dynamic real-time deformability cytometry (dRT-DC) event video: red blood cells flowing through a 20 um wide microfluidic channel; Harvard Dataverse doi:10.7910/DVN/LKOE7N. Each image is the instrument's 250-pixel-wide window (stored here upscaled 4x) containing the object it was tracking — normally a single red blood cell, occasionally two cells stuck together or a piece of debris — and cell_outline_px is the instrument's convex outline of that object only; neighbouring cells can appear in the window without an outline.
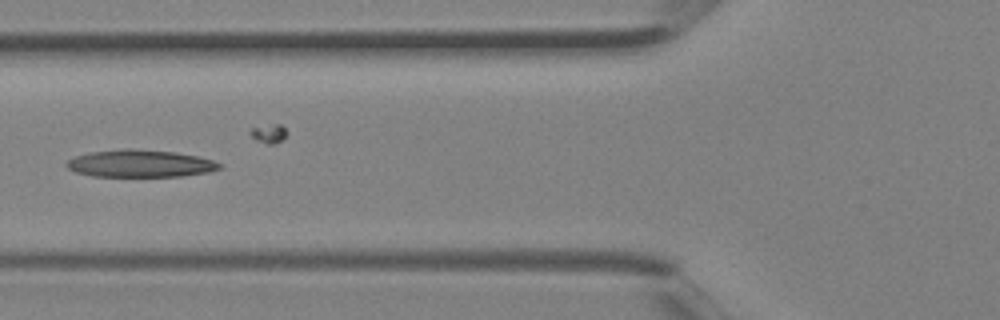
{"species": "Egyptian fruit bat (a non-hibernating species)", "species_latin": "Rousettus aegyptiacus", "temperature_condition": "room temperature", "stored_images_in_passage": 4, "camera_frame_rate_fps": 3000, "um_per_image_px": 0.085, "animal": {"sex": "female"}, "frame": {"image": 1, "passage_image": 4, "time_ms": 1.0, "image_size_px": [1000, 320], "cell_outline_px": [[224, 164], [220, 168], [208, 172], [180, 176], [92, 176], [76, 172], [68, 168], [64, 164], [68, 160], [76, 156], [88, 152], [128, 148], [132, 148], [176, 152], [196, 156], [212, 160]], "centroid_in_image_um": [11.9, 13.89], "position_along_channel_um": 113.9, "area_um2": 24.33}}